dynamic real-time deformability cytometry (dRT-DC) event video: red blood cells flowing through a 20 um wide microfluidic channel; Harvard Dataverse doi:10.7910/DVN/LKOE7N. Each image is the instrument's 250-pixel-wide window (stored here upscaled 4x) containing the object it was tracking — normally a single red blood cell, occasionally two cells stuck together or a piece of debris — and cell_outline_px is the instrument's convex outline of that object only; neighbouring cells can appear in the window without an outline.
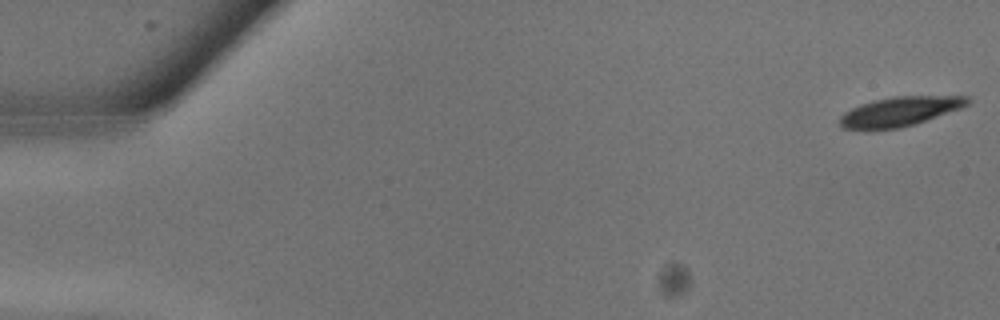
{"species": "common noctule bat (a hibernating species)", "species_latin": "Nyctalus noctula", "temperature_condition": "warm", "stored_images_in_passage": 12, "camera_frame_rate_fps": 3000, "um_per_image_px": 0.085, "animal": {"sex": "male", "body_mass_g": 13.3}, "frame": {"image": 1, "passage_image": 1, "time_ms": 0.0, "image_size_px": [1000, 320], "cell_outline_px": [[972, 100], [968, 104], [960, 108], [900, 128], [844, 128], [840, 124], [840, 116], [844, 112], [860, 104], [872, 100], [892, 96], [968, 96]], "centroid_in_image_um": [76.49, 9.44], "position_along_channel_um": 8.5, "area_um2": 21.33}}
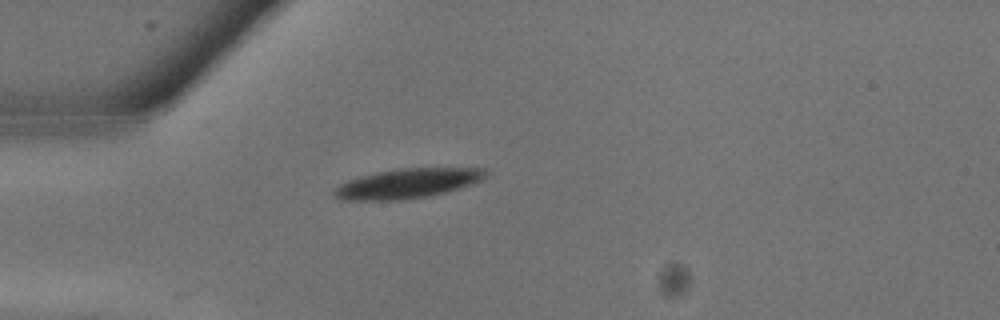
{"frame": {"image": 2, "passage_image": 8, "time_ms": 2.333, "image_size_px": [1000, 320], "cell_outline_px": [[488, 172], [480, 180], [472, 184], [444, 192], [424, 196], [396, 200], [340, 200], [332, 192], [340, 184], [348, 180], [360, 176], [376, 172], [400, 168], [488, 168]], "centroid_in_image_um": [34.62, 15.58], "position_along_channel_um": 50.4, "area_um2": 25.84}}
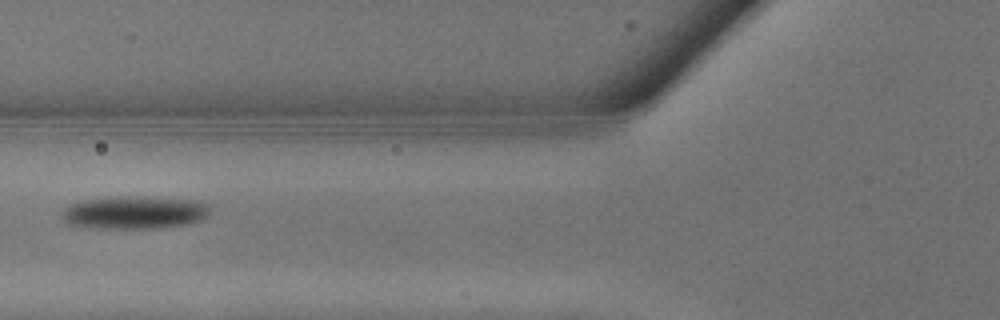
{"frame": {"image": 3, "passage_image": 11, "time_ms": 3.333, "image_size_px": [1000, 320], "cell_outline_px": [[212, 208], [208, 216], [204, 220], [188, 224], [168, 228], [88, 228], [68, 224], [60, 216], [64, 208], [72, 204], [84, 200], [120, 196], [144, 196], [196, 200], [208, 204]], "centroid_in_image_um": [11.5, 18.07], "position_along_channel_um": 114.3, "area_um2": 29.02}}